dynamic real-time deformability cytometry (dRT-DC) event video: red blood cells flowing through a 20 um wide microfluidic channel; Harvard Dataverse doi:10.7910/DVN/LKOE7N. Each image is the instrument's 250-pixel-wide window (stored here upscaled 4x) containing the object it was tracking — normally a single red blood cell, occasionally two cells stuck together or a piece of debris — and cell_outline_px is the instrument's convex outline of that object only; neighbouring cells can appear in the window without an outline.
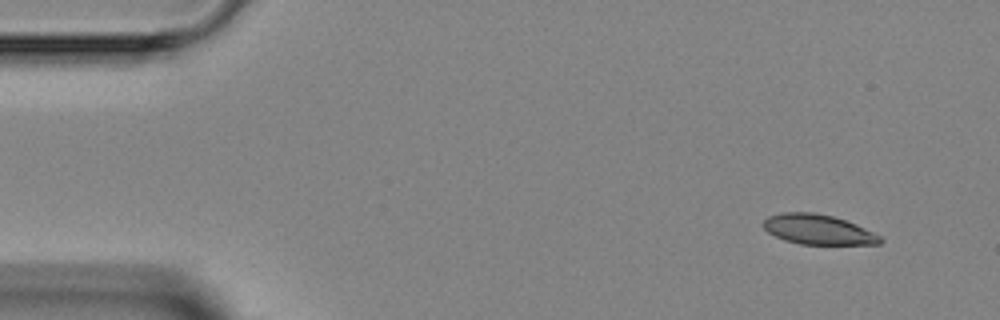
{"species": "Egyptian fruit bat (a non-hibernating species)", "species_latin": "Rousettus aegyptiacus", "temperature_condition": "room temperature", "stored_images_in_passage": 3, "camera_frame_rate_fps": 3000, "um_per_image_px": 0.085, "animal": {"sex": "female"}, "frame": {"image": 1, "passage_image": 1, "time_ms": 0.0, "image_size_px": [1000, 320], "cell_outline_px": [[884, 240], [880, 244], [800, 244], [784, 240], [768, 232], [764, 228], [764, 220], [768, 216], [784, 212], [812, 212], [832, 216], [856, 224], [880, 236]], "centroid_in_image_um": [69.53, 19.51], "position_along_channel_um": 15.5, "area_um2": 20.17}}
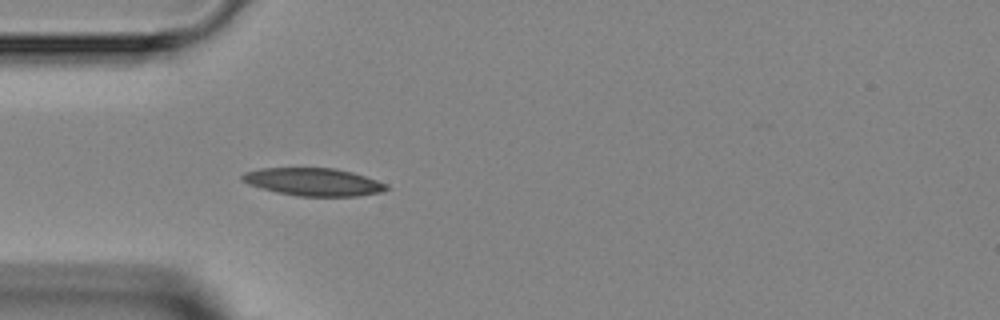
{"frame": {"image": 2, "passage_image": 3, "time_ms": 3.333, "image_size_px": [1000, 320], "cell_outline_px": [[392, 188], [380, 192], [356, 196], [296, 196], [276, 192], [248, 184], [240, 180], [240, 176], [244, 172], [260, 168], [336, 168], [352, 172], [388, 184]], "centroid_in_image_um": [26.63, 15.46], "position_along_channel_um": 58.4, "area_um2": 23.41}}